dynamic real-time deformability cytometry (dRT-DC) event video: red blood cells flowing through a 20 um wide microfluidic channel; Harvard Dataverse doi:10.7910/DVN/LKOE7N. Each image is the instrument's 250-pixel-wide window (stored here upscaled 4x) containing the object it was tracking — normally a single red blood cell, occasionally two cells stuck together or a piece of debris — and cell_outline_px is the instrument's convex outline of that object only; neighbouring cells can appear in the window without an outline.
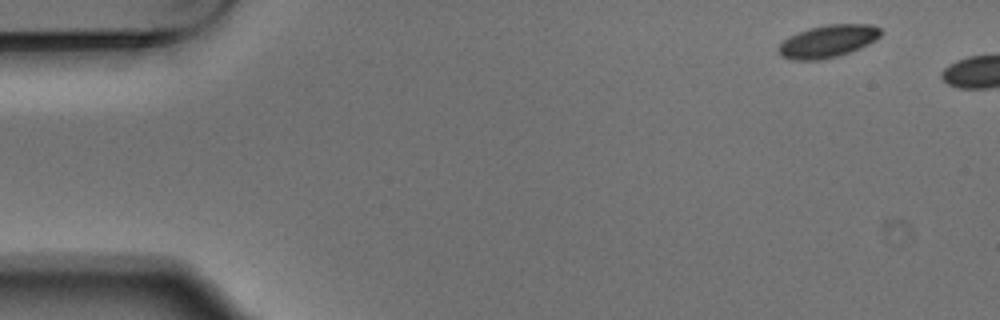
{"species": "Egyptian fruit bat (a non-hibernating species)", "species_latin": "Rousettus aegyptiacus", "temperature_condition": "warm", "stored_images_in_passage": 15, "camera_frame_rate_fps": 3000, "um_per_image_px": 0.085, "animal": {"sex": "male"}, "frame": {"image": 1, "passage_image": 1, "time_ms": 0.0, "image_size_px": [1000, 320], "cell_outline_px": [[880, 36], [868, 44], [860, 48], [836, 56], [820, 60], [792, 60], [780, 56], [776, 48], [788, 36], [808, 28], [828, 24], [872, 24], [880, 28]], "centroid_in_image_um": [70.32, 3.5], "position_along_channel_um": 14.7, "area_um2": 19.36}}
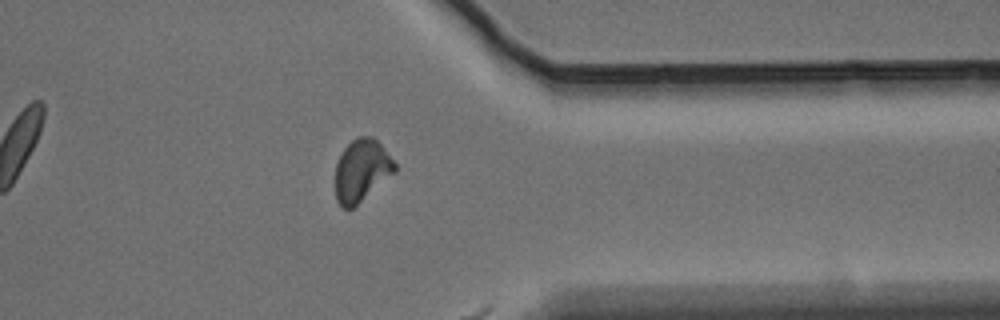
{"frame": {"image": 2, "passage_image": 13, "time_ms": 4.0, "image_size_px": [1000, 320], "cell_outline_px": [[396, 172], [352, 208], [344, 208], [336, 200], [336, 164], [344, 148], [356, 136], [372, 136], [380, 144], [396, 164]], "centroid_in_image_um": [30.74, 14.47], "position_along_channel_um": 380.7, "area_um2": 21.27}}
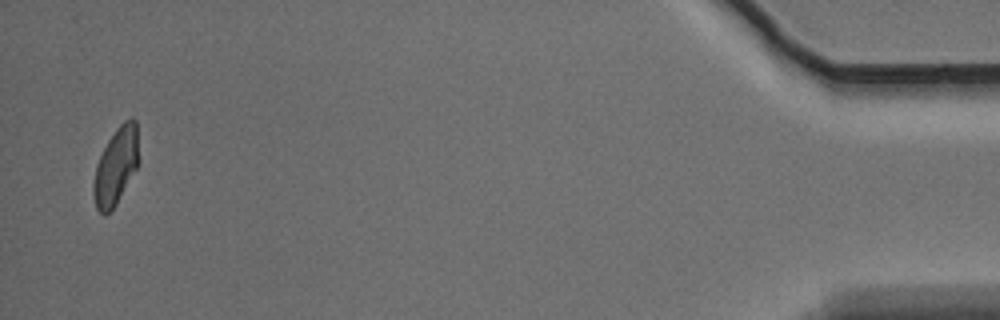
{"frame": {"image": 3, "passage_image": 15, "time_ms": 4.667, "image_size_px": [1000, 320], "cell_outline_px": [[140, 160], [136, 168], [116, 204], [104, 216], [96, 208], [92, 192], [92, 184], [96, 164], [108, 140], [116, 128], [124, 120], [132, 116], [136, 120]], "centroid_in_image_um": [9.86, 14.09], "position_along_channel_um": 425.3, "area_um2": 20.46}}